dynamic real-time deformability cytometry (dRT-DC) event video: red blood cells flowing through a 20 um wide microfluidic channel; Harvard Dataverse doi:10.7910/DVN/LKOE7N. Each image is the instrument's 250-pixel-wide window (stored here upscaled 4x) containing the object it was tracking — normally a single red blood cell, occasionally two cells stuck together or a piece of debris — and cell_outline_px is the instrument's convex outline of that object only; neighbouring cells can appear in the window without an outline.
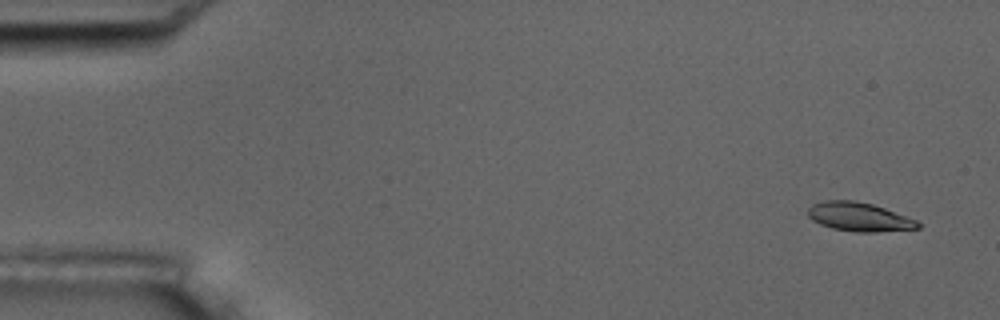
{"species": "common noctule bat (a hibernating species)", "species_latin": "Nyctalus noctula", "temperature_condition": "room temperature", "stored_images_in_passage": 5, "camera_frame_rate_fps": 3000, "um_per_image_px": 0.085, "animal": {"sex": "male", "body_mass_g": 17.5, "forearm_length_mm": 52.3}, "frame": {"image": 1, "passage_image": 1, "time_ms": 0.0, "image_size_px": [1000, 320], "cell_outline_px": [[920, 228], [876, 232], [856, 232], [832, 228], [820, 224], [812, 220], [808, 216], [808, 208], [812, 204], [824, 200], [852, 200], [872, 204], [884, 208], [916, 220], [920, 224]], "centroid_in_image_um": [72.99, 18.43], "position_along_channel_um": 12.0, "area_um2": 18.38}}
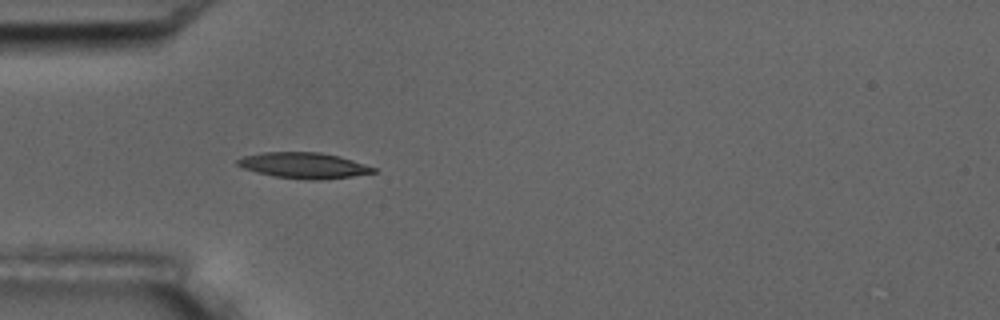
{"frame": {"image": 2, "passage_image": 5, "time_ms": 4.667, "image_size_px": [1000, 320], "cell_outline_px": [[376, 172], [352, 176], [320, 180], [312, 180], [272, 176], [256, 172], [244, 168], [236, 164], [236, 160], [244, 156], [264, 152], [320, 152], [340, 156], [376, 168]], "centroid_in_image_um": [25.81, 14.06], "position_along_channel_um": 59.2, "area_um2": 20.35}}